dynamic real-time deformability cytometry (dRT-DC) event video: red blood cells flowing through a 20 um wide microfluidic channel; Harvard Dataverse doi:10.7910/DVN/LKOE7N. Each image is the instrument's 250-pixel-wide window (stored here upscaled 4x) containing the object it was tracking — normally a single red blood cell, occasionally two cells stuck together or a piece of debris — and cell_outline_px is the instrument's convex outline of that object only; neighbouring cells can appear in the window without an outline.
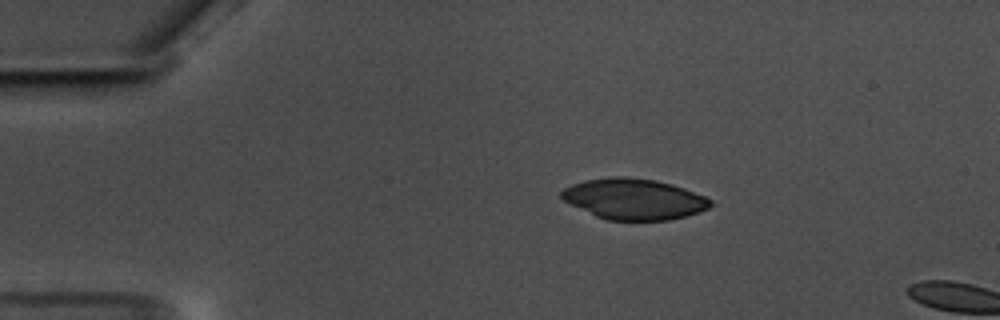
{"species": "common noctule bat (a hibernating species)", "species_latin": "Nyctalus noctula", "temperature_condition": "warm", "stored_images_in_passage": 6, "camera_frame_rate_fps": 3000, "um_per_image_px": 0.085, "animal": {"sex": "male", "body_mass_g": 17.5, "forearm_length_mm": 52.3}, "frame": {"image": 1, "passage_image": 3, "time_ms": 0.667, "image_size_px": [1000, 320], "cell_outline_px": [[712, 204], [708, 208], [684, 216], [668, 220], [608, 220], [596, 216], [564, 200], [560, 196], [560, 192], [564, 188], [572, 184], [584, 180], [612, 176], [624, 176], [656, 180], [672, 184], [684, 188], [704, 196], [712, 200]], "centroid_in_image_um": [53.87, 16.9], "position_along_channel_um": 31.1, "area_um2": 35.2}}